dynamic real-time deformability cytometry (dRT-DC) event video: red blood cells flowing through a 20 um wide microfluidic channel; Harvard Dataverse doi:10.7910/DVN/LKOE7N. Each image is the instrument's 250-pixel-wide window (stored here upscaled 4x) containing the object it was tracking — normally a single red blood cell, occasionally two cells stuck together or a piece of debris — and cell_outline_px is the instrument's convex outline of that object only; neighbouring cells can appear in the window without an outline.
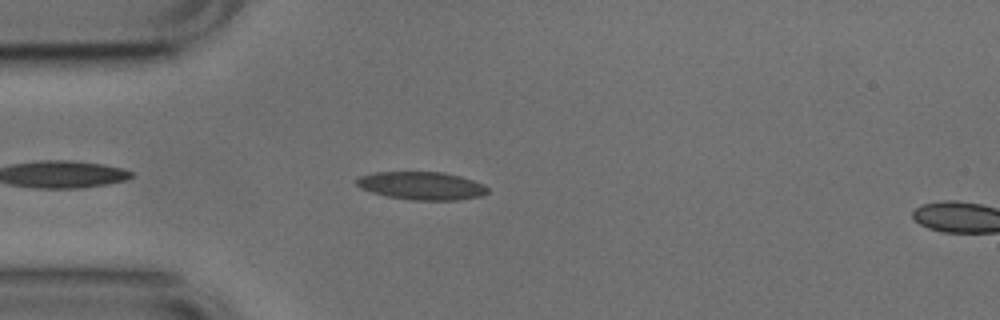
{"species": "common noctule bat (a hibernating species)", "species_latin": "Nyctalus noctula", "temperature_condition": "cold", "stored_images_in_passage": 7, "camera_frame_rate_fps": 3000, "um_per_image_px": 0.085, "animal": {"sex": "male", "body_mass_g": 17.9, "forearm_length_mm": 54.2}, "frame": {"image": 1, "passage_image": 5, "time_ms": 1.333, "image_size_px": [1000, 320], "cell_outline_px": [[488, 192], [480, 196], [456, 200], [412, 200], [388, 196], [372, 192], [360, 188], [356, 184], [356, 180], [360, 176], [376, 172], [444, 172], [460, 176], [484, 184], [488, 188]], "centroid_in_image_um": [35.84, 15.78], "position_along_channel_um": 49.2, "area_um2": 21.27}}